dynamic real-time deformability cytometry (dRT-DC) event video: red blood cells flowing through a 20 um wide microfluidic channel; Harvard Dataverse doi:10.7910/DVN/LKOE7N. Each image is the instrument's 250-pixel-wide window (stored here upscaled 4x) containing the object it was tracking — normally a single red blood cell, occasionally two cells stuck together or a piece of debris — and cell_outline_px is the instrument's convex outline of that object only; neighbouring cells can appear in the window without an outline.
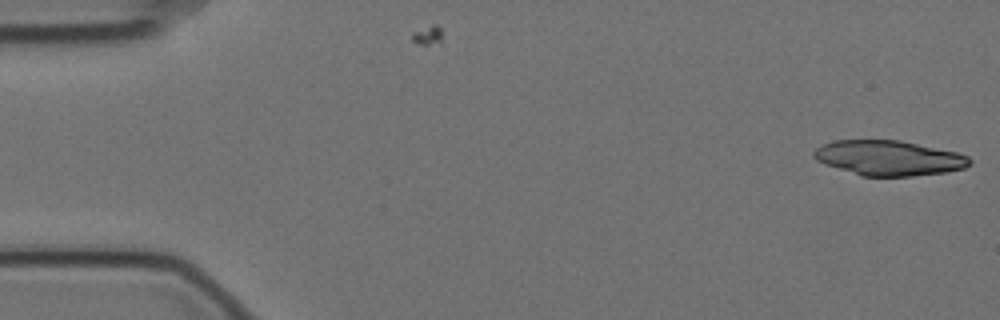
{"species": "Egyptian fruit bat (a non-hibernating species)", "species_latin": "Rousettus aegyptiacus", "temperature_condition": "cold", "stored_images_in_passage": 2, "camera_frame_rate_fps": 3000, "um_per_image_px": 0.085, "animal": {"sex": "female"}, "frame": {"image": 1, "passage_image": 2, "time_ms": 0.333, "image_size_px": [1000, 320], "cell_outline_px": [[972, 164], [964, 168], [944, 172], [912, 176], [860, 176], [824, 164], [816, 160], [812, 156], [812, 152], [816, 148], [832, 140], [900, 140], [956, 152], [968, 156], [972, 160]], "centroid_in_image_um": [75.52, 13.43], "position_along_channel_um": 9.5, "area_um2": 31.91}}